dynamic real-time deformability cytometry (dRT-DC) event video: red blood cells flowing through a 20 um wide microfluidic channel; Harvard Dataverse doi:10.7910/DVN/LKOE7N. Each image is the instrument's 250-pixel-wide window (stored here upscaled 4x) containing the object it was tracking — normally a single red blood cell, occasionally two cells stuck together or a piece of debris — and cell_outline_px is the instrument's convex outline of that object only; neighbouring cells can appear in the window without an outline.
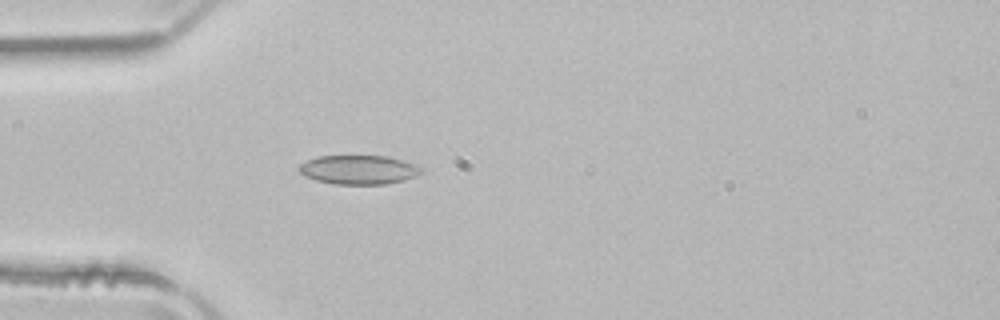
{"species": "common noctule bat (a hibernating species)", "species_latin": "Nyctalus noctula", "temperature_condition": "room temperature", "stored_images_in_passage": 36, "camera_frame_rate_fps": 3000, "um_per_image_px": 0.085, "animal": {"sex": "male", "body_mass_g": 21.5, "forearm_length_mm": 52.0}, "frame": {"image": 1, "passage_image": 4, "time_ms": 1.0, "image_size_px": [1000, 320], "cell_outline_px": [[420, 172], [416, 176], [404, 180], [388, 184], [336, 184], [316, 180], [304, 176], [296, 168], [300, 164], [316, 156], [388, 156], [412, 164], [420, 168]], "centroid_in_image_um": [30.42, 14.43], "position_along_channel_um": 54.6, "area_um2": 20.52}}
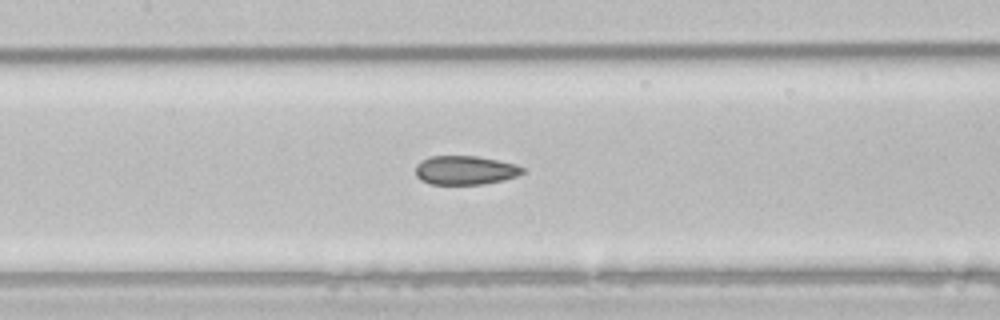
{"frame": {"image": 2, "passage_image": 13, "time_ms": 4.0, "image_size_px": [1000, 320], "cell_outline_px": [[524, 172], [516, 176], [484, 184], [428, 184], [420, 180], [416, 176], [416, 164], [420, 160], [428, 156], [476, 156], [516, 164], [524, 168]], "centroid_in_image_um": [39.48, 14.46], "position_along_channel_um": 167.9, "area_um2": 18.03}}
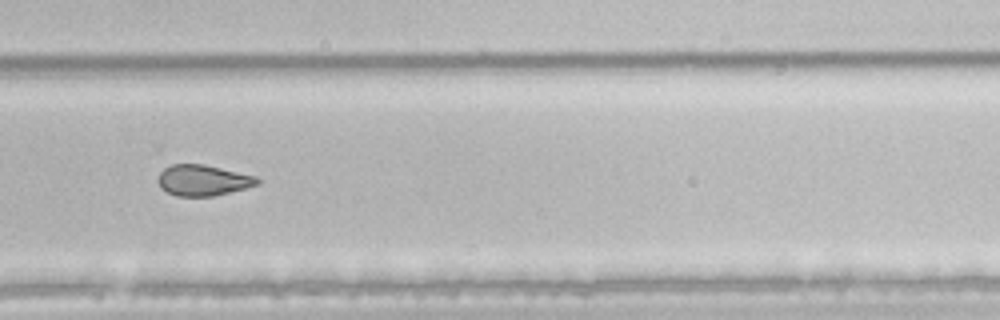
{"frame": {"image": 3, "passage_image": 24, "time_ms": 7.667, "image_size_px": [1000, 320], "cell_outline_px": [[260, 184], [212, 196], [176, 196], [160, 188], [160, 172], [164, 168], [172, 164], [204, 164], [256, 176], [260, 180]], "centroid_in_image_um": [17.27, 15.32], "position_along_channel_um": 312.5, "area_um2": 17.63}, "authors_computed_cell_mechanics": {"area_um2": 19.3341, "velocity_mm_per_s": 3.9698, "shape_relaxation_time_tau1_ms": null, "shape_relaxation_time_tau2_ms": 2.6353, "deformation_change_tau1": null, "deformation_change_tau2": 0.0848}}